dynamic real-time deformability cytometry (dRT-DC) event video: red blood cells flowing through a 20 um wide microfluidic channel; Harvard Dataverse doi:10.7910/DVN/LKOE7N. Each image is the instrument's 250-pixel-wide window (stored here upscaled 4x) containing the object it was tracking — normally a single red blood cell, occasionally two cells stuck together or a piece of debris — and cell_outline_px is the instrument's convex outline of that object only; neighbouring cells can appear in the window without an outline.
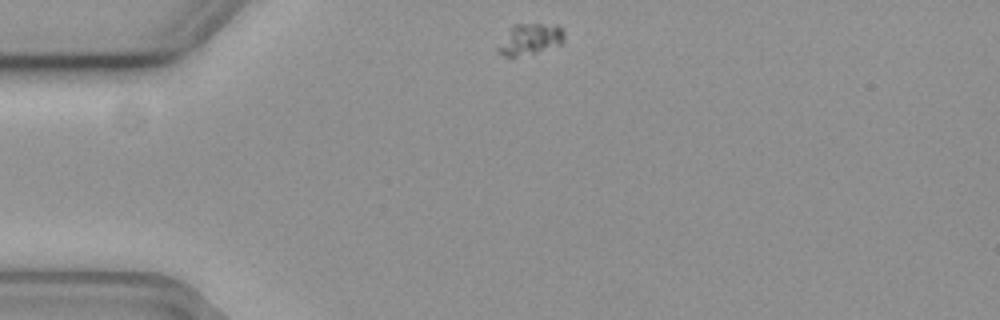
{"species": "common noctule bat (a hibernating species)", "species_latin": "Nyctalus noctula", "temperature_condition": "cold", "stored_images_in_passage": 46, "camera_frame_rate_fps": 3000, "um_per_image_px": 0.085, "animal": {"sex": "female", "body_mass_g": 19.3, "forearm_length_mm": 54.1}, "frame": {"image": 1, "passage_image": 1, "time_ms": 0.0, "image_size_px": [1000, 320], "cell_outline_px": [[564, 40], [560, 44], [536, 52], [516, 56], [504, 56], [496, 48], [512, 24], [556, 24], [564, 32]], "centroid_in_image_um": [45.04, 3.31], "position_along_channel_um": 40.0, "area_um2": 11.79}}
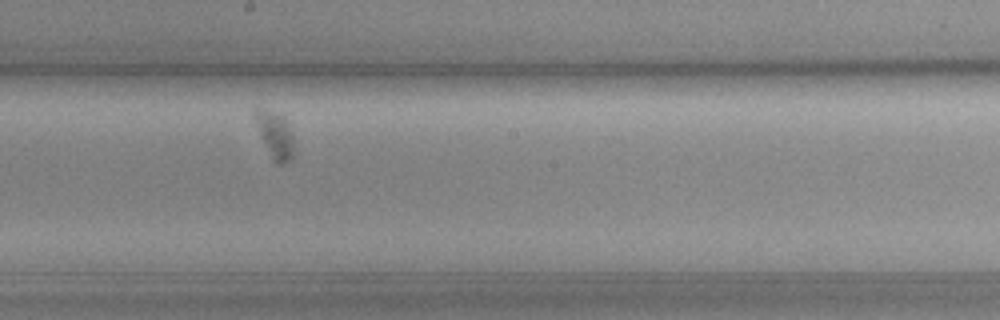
{"frame": {"image": 2, "passage_image": 20, "time_ms": 6.333, "image_size_px": [1000, 320], "cell_outline_px": [[292, 156], [284, 164], [276, 164], [272, 160], [252, 116], [256, 108], [260, 108], [280, 112], [288, 120], [292, 136]], "centroid_in_image_um": [23.35, 11.4], "position_along_channel_um": 224.8, "area_um2": 10.69}}
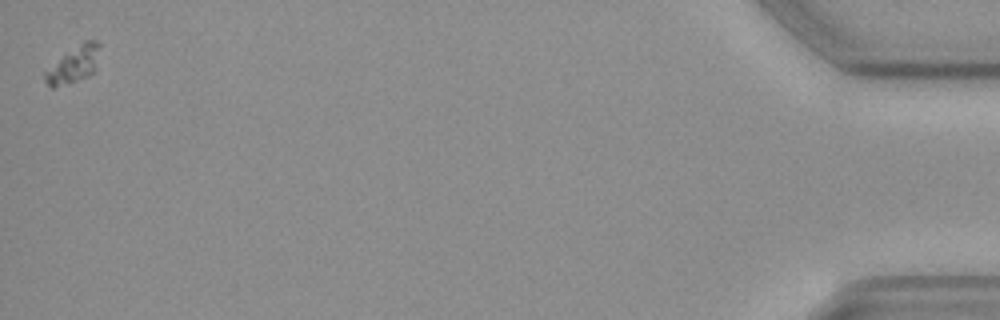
{"frame": {"image": 3, "passage_image": 46, "time_ms": 15.0, "image_size_px": [1000, 320], "cell_outline_px": [[100, 44], [96, 72], [88, 76], [52, 88], [44, 80], [44, 72], [84, 40], [96, 40]], "centroid_in_image_um": [6.32, 5.49], "position_along_channel_um": 428.9, "area_um2": 11.27}}